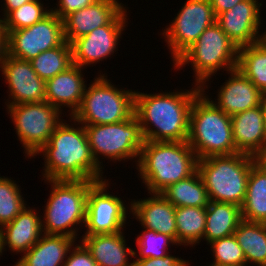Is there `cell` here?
<instances>
[{
  "mask_svg": "<svg viewBox=\"0 0 266 266\" xmlns=\"http://www.w3.org/2000/svg\"><path fill=\"white\" fill-rule=\"evenodd\" d=\"M262 111H263L264 134L266 137V96L262 100Z\"/></svg>",
  "mask_w": 266,
  "mask_h": 266,
  "instance_id": "7bdbcfd3",
  "label": "cell"
},
{
  "mask_svg": "<svg viewBox=\"0 0 266 266\" xmlns=\"http://www.w3.org/2000/svg\"><path fill=\"white\" fill-rule=\"evenodd\" d=\"M189 261L167 253L162 258L134 259L133 266H189Z\"/></svg>",
  "mask_w": 266,
  "mask_h": 266,
  "instance_id": "74e56055",
  "label": "cell"
},
{
  "mask_svg": "<svg viewBox=\"0 0 266 266\" xmlns=\"http://www.w3.org/2000/svg\"><path fill=\"white\" fill-rule=\"evenodd\" d=\"M208 96L202 90L193 101L187 142L198 159L237 153L231 116L219 109Z\"/></svg>",
  "mask_w": 266,
  "mask_h": 266,
  "instance_id": "277c9868",
  "label": "cell"
},
{
  "mask_svg": "<svg viewBox=\"0 0 266 266\" xmlns=\"http://www.w3.org/2000/svg\"><path fill=\"white\" fill-rule=\"evenodd\" d=\"M218 89L213 103L227 115H234L261 105L265 95L237 68ZM217 100V101H216Z\"/></svg>",
  "mask_w": 266,
  "mask_h": 266,
  "instance_id": "e0dca14e",
  "label": "cell"
},
{
  "mask_svg": "<svg viewBox=\"0 0 266 266\" xmlns=\"http://www.w3.org/2000/svg\"><path fill=\"white\" fill-rule=\"evenodd\" d=\"M237 69L266 96V38L239 48Z\"/></svg>",
  "mask_w": 266,
  "mask_h": 266,
  "instance_id": "f1b7e54d",
  "label": "cell"
},
{
  "mask_svg": "<svg viewBox=\"0 0 266 266\" xmlns=\"http://www.w3.org/2000/svg\"><path fill=\"white\" fill-rule=\"evenodd\" d=\"M32 0H4L3 2V16L1 17L0 21H2L11 11L16 10L20 6L24 5L27 2Z\"/></svg>",
  "mask_w": 266,
  "mask_h": 266,
  "instance_id": "ab89813d",
  "label": "cell"
},
{
  "mask_svg": "<svg viewBox=\"0 0 266 266\" xmlns=\"http://www.w3.org/2000/svg\"><path fill=\"white\" fill-rule=\"evenodd\" d=\"M6 109L28 159L36 157V153L49 141L63 120L61 115H64L47 101L6 105Z\"/></svg>",
  "mask_w": 266,
  "mask_h": 266,
  "instance_id": "30bf717a",
  "label": "cell"
},
{
  "mask_svg": "<svg viewBox=\"0 0 266 266\" xmlns=\"http://www.w3.org/2000/svg\"><path fill=\"white\" fill-rule=\"evenodd\" d=\"M238 50V46L215 22L173 63V67L179 70L191 64L195 75L194 84L206 90L207 82L217 71L222 69L229 72L237 68Z\"/></svg>",
  "mask_w": 266,
  "mask_h": 266,
  "instance_id": "52a82bcc",
  "label": "cell"
},
{
  "mask_svg": "<svg viewBox=\"0 0 266 266\" xmlns=\"http://www.w3.org/2000/svg\"><path fill=\"white\" fill-rule=\"evenodd\" d=\"M8 55L7 31L0 21V65Z\"/></svg>",
  "mask_w": 266,
  "mask_h": 266,
  "instance_id": "60d3db41",
  "label": "cell"
},
{
  "mask_svg": "<svg viewBox=\"0 0 266 266\" xmlns=\"http://www.w3.org/2000/svg\"><path fill=\"white\" fill-rule=\"evenodd\" d=\"M81 242L90 252L97 266H133L129 258L134 251L126 247L124 232L113 234L83 235Z\"/></svg>",
  "mask_w": 266,
  "mask_h": 266,
  "instance_id": "603a6c76",
  "label": "cell"
},
{
  "mask_svg": "<svg viewBox=\"0 0 266 266\" xmlns=\"http://www.w3.org/2000/svg\"><path fill=\"white\" fill-rule=\"evenodd\" d=\"M263 0H244L216 17V22L238 48L251 45L266 38L261 29L260 7Z\"/></svg>",
  "mask_w": 266,
  "mask_h": 266,
  "instance_id": "2e32d148",
  "label": "cell"
},
{
  "mask_svg": "<svg viewBox=\"0 0 266 266\" xmlns=\"http://www.w3.org/2000/svg\"><path fill=\"white\" fill-rule=\"evenodd\" d=\"M30 63L41 79L53 78L73 64L71 44L65 40L60 46L41 52Z\"/></svg>",
  "mask_w": 266,
  "mask_h": 266,
  "instance_id": "4dcf8cb0",
  "label": "cell"
},
{
  "mask_svg": "<svg viewBox=\"0 0 266 266\" xmlns=\"http://www.w3.org/2000/svg\"><path fill=\"white\" fill-rule=\"evenodd\" d=\"M241 216L247 221L266 223V169L257 161L250 169Z\"/></svg>",
  "mask_w": 266,
  "mask_h": 266,
  "instance_id": "484cf974",
  "label": "cell"
},
{
  "mask_svg": "<svg viewBox=\"0 0 266 266\" xmlns=\"http://www.w3.org/2000/svg\"><path fill=\"white\" fill-rule=\"evenodd\" d=\"M213 252L215 264L246 266V259L242 248L236 241L234 234L209 243Z\"/></svg>",
  "mask_w": 266,
  "mask_h": 266,
  "instance_id": "e575fe53",
  "label": "cell"
},
{
  "mask_svg": "<svg viewBox=\"0 0 266 266\" xmlns=\"http://www.w3.org/2000/svg\"><path fill=\"white\" fill-rule=\"evenodd\" d=\"M82 71V67L72 64L65 71L46 80L45 101L60 112L63 111L61 108L68 107V115L72 117L80 107L87 86Z\"/></svg>",
  "mask_w": 266,
  "mask_h": 266,
  "instance_id": "ac0fdd59",
  "label": "cell"
},
{
  "mask_svg": "<svg viewBox=\"0 0 266 266\" xmlns=\"http://www.w3.org/2000/svg\"><path fill=\"white\" fill-rule=\"evenodd\" d=\"M90 150L97 165L103 168L101 159L125 161L137 158L144 143L140 123L134 114L131 118L115 124L84 125ZM102 165V166H101Z\"/></svg>",
  "mask_w": 266,
  "mask_h": 266,
  "instance_id": "9c48e42d",
  "label": "cell"
},
{
  "mask_svg": "<svg viewBox=\"0 0 266 266\" xmlns=\"http://www.w3.org/2000/svg\"><path fill=\"white\" fill-rule=\"evenodd\" d=\"M34 208L26 207L10 223L0 228L1 254L6 250L25 254L44 234L42 217Z\"/></svg>",
  "mask_w": 266,
  "mask_h": 266,
  "instance_id": "44dd1931",
  "label": "cell"
},
{
  "mask_svg": "<svg viewBox=\"0 0 266 266\" xmlns=\"http://www.w3.org/2000/svg\"><path fill=\"white\" fill-rule=\"evenodd\" d=\"M241 220L240 206L209 201L206 207V225L203 241L205 239L208 245L212 241L232 235Z\"/></svg>",
  "mask_w": 266,
  "mask_h": 266,
  "instance_id": "d4e9b609",
  "label": "cell"
},
{
  "mask_svg": "<svg viewBox=\"0 0 266 266\" xmlns=\"http://www.w3.org/2000/svg\"><path fill=\"white\" fill-rule=\"evenodd\" d=\"M244 0H210L216 17Z\"/></svg>",
  "mask_w": 266,
  "mask_h": 266,
  "instance_id": "f35d334b",
  "label": "cell"
},
{
  "mask_svg": "<svg viewBox=\"0 0 266 266\" xmlns=\"http://www.w3.org/2000/svg\"><path fill=\"white\" fill-rule=\"evenodd\" d=\"M160 194L175 207L206 208L210 201L198 171L190 177L168 186Z\"/></svg>",
  "mask_w": 266,
  "mask_h": 266,
  "instance_id": "83f0119b",
  "label": "cell"
},
{
  "mask_svg": "<svg viewBox=\"0 0 266 266\" xmlns=\"http://www.w3.org/2000/svg\"><path fill=\"white\" fill-rule=\"evenodd\" d=\"M69 125L63 119L49 141L36 153L44 156L42 180H105L94 160L84 125L70 117Z\"/></svg>",
  "mask_w": 266,
  "mask_h": 266,
  "instance_id": "6da1fadb",
  "label": "cell"
},
{
  "mask_svg": "<svg viewBox=\"0 0 266 266\" xmlns=\"http://www.w3.org/2000/svg\"><path fill=\"white\" fill-rule=\"evenodd\" d=\"M75 241L64 235L43 234L13 266H63Z\"/></svg>",
  "mask_w": 266,
  "mask_h": 266,
  "instance_id": "cb8c5ba5",
  "label": "cell"
},
{
  "mask_svg": "<svg viewBox=\"0 0 266 266\" xmlns=\"http://www.w3.org/2000/svg\"><path fill=\"white\" fill-rule=\"evenodd\" d=\"M127 8H123L107 25L94 29L71 43L72 61L82 68L106 60L118 50V43L127 26ZM117 46V47H116Z\"/></svg>",
  "mask_w": 266,
  "mask_h": 266,
  "instance_id": "5bb4252c",
  "label": "cell"
},
{
  "mask_svg": "<svg viewBox=\"0 0 266 266\" xmlns=\"http://www.w3.org/2000/svg\"><path fill=\"white\" fill-rule=\"evenodd\" d=\"M118 0H98L63 19L64 37L71 44L94 29L107 25L123 8Z\"/></svg>",
  "mask_w": 266,
  "mask_h": 266,
  "instance_id": "ffe728a7",
  "label": "cell"
},
{
  "mask_svg": "<svg viewBox=\"0 0 266 266\" xmlns=\"http://www.w3.org/2000/svg\"><path fill=\"white\" fill-rule=\"evenodd\" d=\"M107 180V181H106ZM108 179L95 182L87 192L85 234H113L125 228L128 209L121 197L107 192ZM128 206V207H127Z\"/></svg>",
  "mask_w": 266,
  "mask_h": 266,
  "instance_id": "7c38bea8",
  "label": "cell"
},
{
  "mask_svg": "<svg viewBox=\"0 0 266 266\" xmlns=\"http://www.w3.org/2000/svg\"><path fill=\"white\" fill-rule=\"evenodd\" d=\"M64 41L63 20L52 11L30 27L7 31L8 55L25 61Z\"/></svg>",
  "mask_w": 266,
  "mask_h": 266,
  "instance_id": "4fadbf2b",
  "label": "cell"
},
{
  "mask_svg": "<svg viewBox=\"0 0 266 266\" xmlns=\"http://www.w3.org/2000/svg\"><path fill=\"white\" fill-rule=\"evenodd\" d=\"M18 183L0 176V228L13 221L28 206Z\"/></svg>",
  "mask_w": 266,
  "mask_h": 266,
  "instance_id": "1f68e13d",
  "label": "cell"
},
{
  "mask_svg": "<svg viewBox=\"0 0 266 266\" xmlns=\"http://www.w3.org/2000/svg\"><path fill=\"white\" fill-rule=\"evenodd\" d=\"M96 1L98 0H59L57 7L51 8V11L63 20L69 14L84 9Z\"/></svg>",
  "mask_w": 266,
  "mask_h": 266,
  "instance_id": "8d00e7d4",
  "label": "cell"
},
{
  "mask_svg": "<svg viewBox=\"0 0 266 266\" xmlns=\"http://www.w3.org/2000/svg\"><path fill=\"white\" fill-rule=\"evenodd\" d=\"M149 195L151 197L146 199L132 200L129 204L130 213L140 222L142 228L169 235L177 243L176 207L160 193Z\"/></svg>",
  "mask_w": 266,
  "mask_h": 266,
  "instance_id": "d6986e66",
  "label": "cell"
},
{
  "mask_svg": "<svg viewBox=\"0 0 266 266\" xmlns=\"http://www.w3.org/2000/svg\"><path fill=\"white\" fill-rule=\"evenodd\" d=\"M198 158L187 141L144 140L137 163L148 193H161L197 171Z\"/></svg>",
  "mask_w": 266,
  "mask_h": 266,
  "instance_id": "3957f363",
  "label": "cell"
},
{
  "mask_svg": "<svg viewBox=\"0 0 266 266\" xmlns=\"http://www.w3.org/2000/svg\"><path fill=\"white\" fill-rule=\"evenodd\" d=\"M177 244L196 246L203 239L206 225V208L176 207Z\"/></svg>",
  "mask_w": 266,
  "mask_h": 266,
  "instance_id": "f546056e",
  "label": "cell"
},
{
  "mask_svg": "<svg viewBox=\"0 0 266 266\" xmlns=\"http://www.w3.org/2000/svg\"><path fill=\"white\" fill-rule=\"evenodd\" d=\"M107 77L100 73L86 86L80 107L72 116L80 124H115L134 115L135 90L117 88Z\"/></svg>",
  "mask_w": 266,
  "mask_h": 266,
  "instance_id": "ba28073f",
  "label": "cell"
},
{
  "mask_svg": "<svg viewBox=\"0 0 266 266\" xmlns=\"http://www.w3.org/2000/svg\"><path fill=\"white\" fill-rule=\"evenodd\" d=\"M142 234L136 238L137 252L134 251V257L137 259L162 258L169 249L170 244L178 245L169 235L155 232L154 230L145 229ZM139 255H138V254Z\"/></svg>",
  "mask_w": 266,
  "mask_h": 266,
  "instance_id": "836d02e7",
  "label": "cell"
},
{
  "mask_svg": "<svg viewBox=\"0 0 266 266\" xmlns=\"http://www.w3.org/2000/svg\"><path fill=\"white\" fill-rule=\"evenodd\" d=\"M216 15L210 0H186L162 34L173 63L190 48L210 25Z\"/></svg>",
  "mask_w": 266,
  "mask_h": 266,
  "instance_id": "8fae6325",
  "label": "cell"
},
{
  "mask_svg": "<svg viewBox=\"0 0 266 266\" xmlns=\"http://www.w3.org/2000/svg\"><path fill=\"white\" fill-rule=\"evenodd\" d=\"M256 161L266 169V146L256 156Z\"/></svg>",
  "mask_w": 266,
  "mask_h": 266,
  "instance_id": "b9f144b4",
  "label": "cell"
},
{
  "mask_svg": "<svg viewBox=\"0 0 266 266\" xmlns=\"http://www.w3.org/2000/svg\"><path fill=\"white\" fill-rule=\"evenodd\" d=\"M233 234L243 250L247 266L248 263L252 266L266 264V223L242 219Z\"/></svg>",
  "mask_w": 266,
  "mask_h": 266,
  "instance_id": "4316f807",
  "label": "cell"
},
{
  "mask_svg": "<svg viewBox=\"0 0 266 266\" xmlns=\"http://www.w3.org/2000/svg\"><path fill=\"white\" fill-rule=\"evenodd\" d=\"M79 243H75V247L70 249L69 256H67L63 266H97L90 252L81 242Z\"/></svg>",
  "mask_w": 266,
  "mask_h": 266,
  "instance_id": "d590c367",
  "label": "cell"
},
{
  "mask_svg": "<svg viewBox=\"0 0 266 266\" xmlns=\"http://www.w3.org/2000/svg\"><path fill=\"white\" fill-rule=\"evenodd\" d=\"M41 0H32L11 11L1 22L6 31L30 27L51 12Z\"/></svg>",
  "mask_w": 266,
  "mask_h": 266,
  "instance_id": "d6a6232c",
  "label": "cell"
},
{
  "mask_svg": "<svg viewBox=\"0 0 266 266\" xmlns=\"http://www.w3.org/2000/svg\"><path fill=\"white\" fill-rule=\"evenodd\" d=\"M193 87L158 94L135 91L134 114L144 140L187 141L190 111L194 99L202 91L201 86L194 84Z\"/></svg>",
  "mask_w": 266,
  "mask_h": 266,
  "instance_id": "7a4b0ae2",
  "label": "cell"
},
{
  "mask_svg": "<svg viewBox=\"0 0 266 266\" xmlns=\"http://www.w3.org/2000/svg\"><path fill=\"white\" fill-rule=\"evenodd\" d=\"M236 150L256 157L266 146L262 103L260 106L231 116Z\"/></svg>",
  "mask_w": 266,
  "mask_h": 266,
  "instance_id": "7402d4cb",
  "label": "cell"
},
{
  "mask_svg": "<svg viewBox=\"0 0 266 266\" xmlns=\"http://www.w3.org/2000/svg\"><path fill=\"white\" fill-rule=\"evenodd\" d=\"M45 182L51 184V190L43 209V233L80 238L78 230L82 225L84 228L86 221L87 192L95 181L65 179Z\"/></svg>",
  "mask_w": 266,
  "mask_h": 266,
  "instance_id": "5b68a950",
  "label": "cell"
},
{
  "mask_svg": "<svg viewBox=\"0 0 266 266\" xmlns=\"http://www.w3.org/2000/svg\"><path fill=\"white\" fill-rule=\"evenodd\" d=\"M255 161L256 157L240 152L198 159L197 171L210 201L241 207L246 197L250 169Z\"/></svg>",
  "mask_w": 266,
  "mask_h": 266,
  "instance_id": "8992f818",
  "label": "cell"
},
{
  "mask_svg": "<svg viewBox=\"0 0 266 266\" xmlns=\"http://www.w3.org/2000/svg\"><path fill=\"white\" fill-rule=\"evenodd\" d=\"M0 71L9 89L10 100L7 99L6 105L45 101L46 81L36 74L30 61L7 55L0 65Z\"/></svg>",
  "mask_w": 266,
  "mask_h": 266,
  "instance_id": "9a60e30c",
  "label": "cell"
},
{
  "mask_svg": "<svg viewBox=\"0 0 266 266\" xmlns=\"http://www.w3.org/2000/svg\"><path fill=\"white\" fill-rule=\"evenodd\" d=\"M208 266H231V265H223V264H215V263H211Z\"/></svg>",
  "mask_w": 266,
  "mask_h": 266,
  "instance_id": "ee69618b",
  "label": "cell"
}]
</instances>
